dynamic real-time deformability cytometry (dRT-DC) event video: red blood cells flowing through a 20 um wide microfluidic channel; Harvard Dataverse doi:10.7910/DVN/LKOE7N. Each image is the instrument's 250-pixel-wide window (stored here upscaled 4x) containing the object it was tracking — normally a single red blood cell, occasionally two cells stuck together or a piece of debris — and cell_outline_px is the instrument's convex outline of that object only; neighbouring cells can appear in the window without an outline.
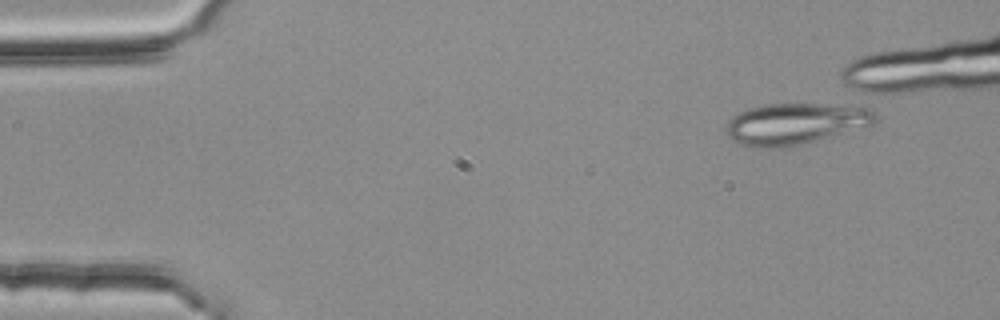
{"species": "common noctule bat (a hibernating species)", "species_latin": "Nyctalus noctula", "temperature_condition": "room temperature", "stored_images_in_passage": 1, "camera_frame_rate_fps": 3000, "um_per_image_px": 0.085, "animal": {"sex": "female", "body_mass_g": 25.1}, "frame": {"image": 1, "passage_image": 1, "time_ms": 0.0, "image_size_px": [1000, 320], "cell_outline_px": [[876, 124], [800, 144], [768, 148], [764, 148], [740, 144], [732, 140], [728, 136], [728, 120], [732, 116], [748, 108], [768, 104], [820, 104], [868, 108], [876, 112]], "centroid_in_image_um": [67.6, 10.5], "position_along_channel_um": 17.4, "area_um2": 35.26}}